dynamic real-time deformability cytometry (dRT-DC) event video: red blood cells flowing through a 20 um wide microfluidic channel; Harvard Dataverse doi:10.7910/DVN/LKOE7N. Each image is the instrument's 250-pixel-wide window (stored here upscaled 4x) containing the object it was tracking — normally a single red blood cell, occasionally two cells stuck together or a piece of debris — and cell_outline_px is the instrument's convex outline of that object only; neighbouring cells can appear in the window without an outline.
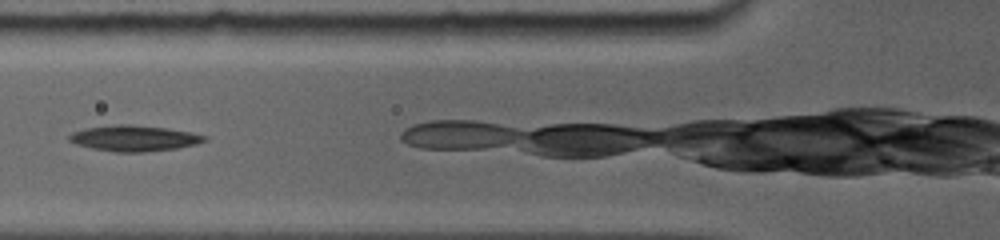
{"species": "common noctule bat (a hibernating species)", "species_latin": "Nyctalus noctula", "temperature_condition": "room temperature", "stored_images_in_passage": 2, "camera_frame_rate_fps": 5000, "um_per_image_px": 0.085, "animal": {"sex": "female", "body_mass_g": 19.0, "forearm_length_mm": 56.7}, "frame": {"image": 1, "passage_image": 2, "time_ms": 1.0, "image_size_px": [1000, 240], "cell_outline_px": [[208, 140], [196, 144], [176, 148], [144, 152], [112, 152], [92, 148], [76, 144], [68, 140], [68, 136], [72, 132], [84, 128], [116, 124], [132, 124], [168, 128], [192, 132], [208, 136]], "centroid_in_image_um": [11.4, 11.74], "position_along_channel_um": 114.4, "area_um2": 20.58}}